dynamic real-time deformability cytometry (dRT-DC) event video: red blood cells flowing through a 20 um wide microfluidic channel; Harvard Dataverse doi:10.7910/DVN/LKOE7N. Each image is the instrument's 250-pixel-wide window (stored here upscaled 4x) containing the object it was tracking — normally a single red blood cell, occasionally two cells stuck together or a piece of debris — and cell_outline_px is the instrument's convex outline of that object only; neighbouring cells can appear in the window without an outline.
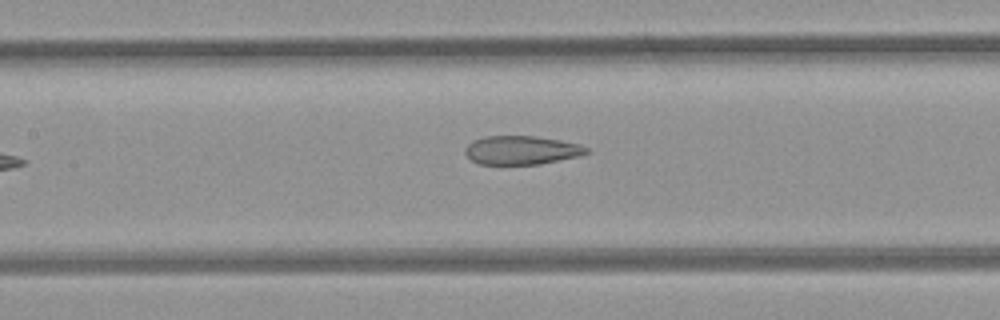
{"species": "common noctule bat (a hibernating species)", "species_latin": "Nyctalus noctula", "temperature_condition": "room temperature", "stored_images_in_passage": 6, "camera_frame_rate_fps": 3000, "um_per_image_px": 0.085, "animal": {"sex": "female", "body_mass_g": 21.9}, "frame": {"image": 1, "passage_image": 6, "time_ms": 1.667, "image_size_px": [1000, 320], "cell_outline_px": [[588, 152], [580, 156], [540, 164], [480, 164], [472, 160], [464, 152], [464, 148], [472, 140], [484, 136], [536, 136], [560, 140], [580, 144], [588, 148]], "centroid_in_image_um": [44.32, 12.76], "position_along_channel_um": 163.1, "area_um2": 20.35}}